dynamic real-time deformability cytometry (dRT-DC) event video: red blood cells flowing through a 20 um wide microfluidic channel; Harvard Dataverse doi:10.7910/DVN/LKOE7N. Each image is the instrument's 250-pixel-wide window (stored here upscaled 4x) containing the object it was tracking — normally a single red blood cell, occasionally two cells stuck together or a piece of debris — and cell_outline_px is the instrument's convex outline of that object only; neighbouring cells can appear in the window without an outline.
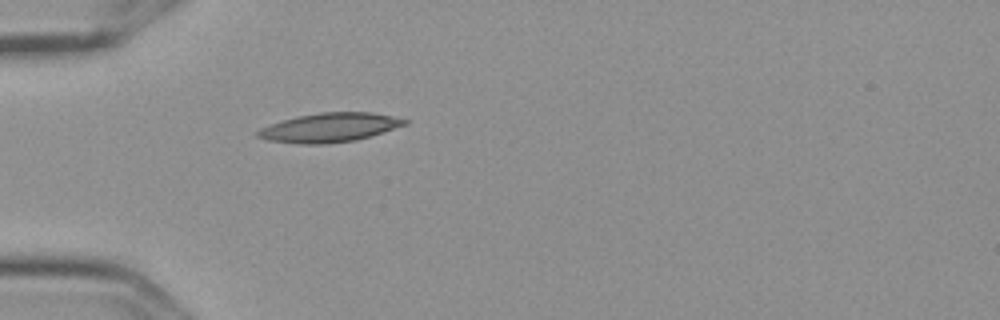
{"species": "Egyptian fruit bat (a non-hibernating species)", "species_latin": "Rousettus aegyptiacus", "temperature_condition": "cold", "stored_images_in_passage": 1, "camera_frame_rate_fps": 3000, "um_per_image_px": 0.085, "frame": {"image": 1, "passage_image": 1, "time_ms": 0.0, "image_size_px": [1000, 320], "cell_outline_px": [[408, 124], [356, 140], [320, 144], [300, 144], [268, 140], [256, 136], [256, 132], [260, 128], [296, 116], [320, 112], [372, 112], [392, 116], [408, 120]], "centroid_in_image_um": [28.01, 10.83], "position_along_channel_um": 57.0, "area_um2": 24.68}}